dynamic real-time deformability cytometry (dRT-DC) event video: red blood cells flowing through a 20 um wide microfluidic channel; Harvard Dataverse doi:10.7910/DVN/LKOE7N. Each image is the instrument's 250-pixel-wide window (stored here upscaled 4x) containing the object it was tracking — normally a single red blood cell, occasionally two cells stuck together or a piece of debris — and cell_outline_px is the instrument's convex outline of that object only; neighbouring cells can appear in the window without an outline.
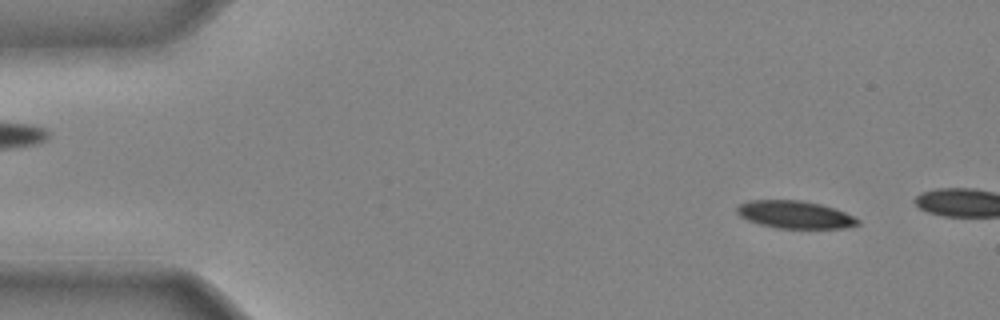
{"species": "common noctule bat (a hibernating species)", "species_latin": "Nyctalus noctula", "temperature_condition": "cold", "stored_images_in_passage": 7, "camera_frame_rate_fps": 3000, "um_per_image_px": 0.085, "animal": {"sex": "male", "body_mass_g": 20.4}, "frame": {"image": 1, "passage_image": 2, "time_ms": 0.333, "image_size_px": [1000, 320], "cell_outline_px": [[860, 224], [844, 228], [776, 228], [760, 224], [748, 220], [740, 216], [736, 212], [736, 208], [740, 204], [748, 200], [800, 200], [820, 204], [836, 208], [860, 220]], "centroid_in_image_um": [67.56, 18.24], "position_along_channel_um": 17.4, "area_um2": 19.42}}